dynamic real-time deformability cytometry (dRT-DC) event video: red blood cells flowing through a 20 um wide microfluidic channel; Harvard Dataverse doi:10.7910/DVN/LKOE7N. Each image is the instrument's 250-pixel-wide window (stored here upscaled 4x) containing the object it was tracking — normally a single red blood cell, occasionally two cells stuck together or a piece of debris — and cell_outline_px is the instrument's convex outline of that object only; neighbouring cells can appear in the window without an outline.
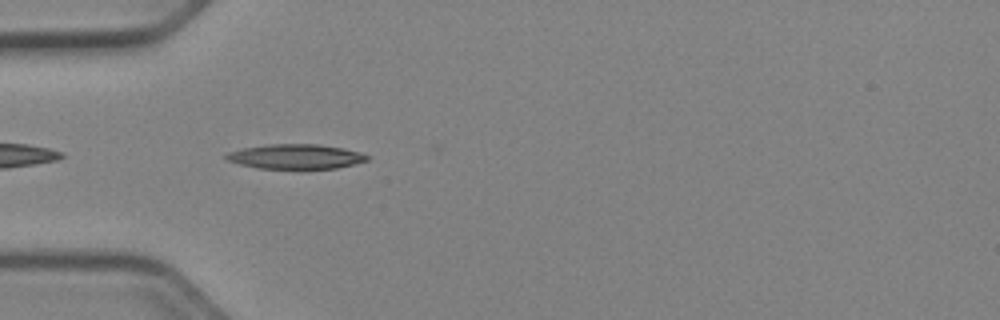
{"species": "Egyptian fruit bat (a non-hibernating species)", "species_latin": "Rousettus aegyptiacus", "temperature_condition": "cold", "stored_images_in_passage": 20, "camera_frame_rate_fps": 3000, "um_per_image_px": 0.085, "animal": {"sex": "female"}, "frame": {"image": 1, "passage_image": 2, "time_ms": 0.333, "image_size_px": [1000, 320], "cell_outline_px": [[368, 160], [336, 168], [260, 168], [240, 164], [228, 160], [224, 156], [228, 152], [244, 148], [268, 144], [316, 144], [344, 148], [360, 152], [368, 156]], "centroid_in_image_um": [25.13, 13.29], "position_along_channel_um": 59.9, "area_um2": 19.94}}
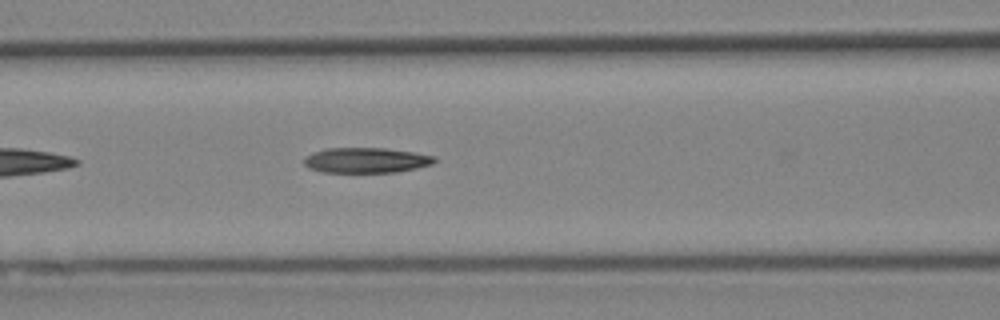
{"frame": {"image": 2, "passage_image": 8, "time_ms": 2.333, "image_size_px": [1000, 320], "cell_outline_px": [[436, 160], [432, 164], [416, 168], [396, 172], [324, 172], [308, 168], [304, 164], [304, 156], [328, 148], [384, 148], [412, 152], [436, 156]], "centroid_in_image_um": [31.12, 13.62], "position_along_channel_um": 135.5, "area_um2": 19.07}}
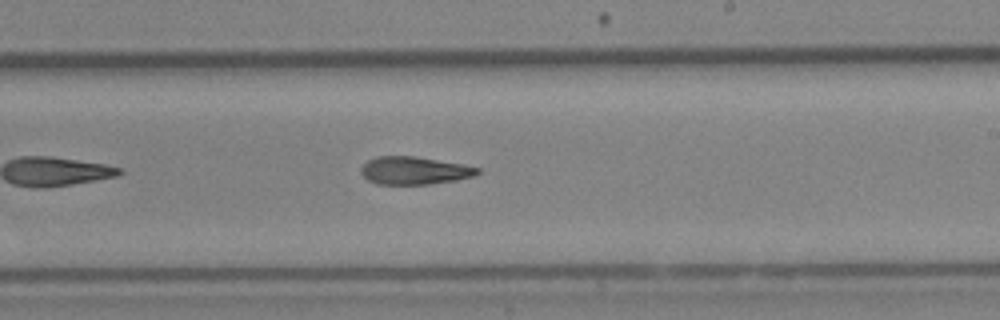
{"frame": {"image": 3, "passage_image": 17, "time_ms": 5.333, "image_size_px": [1000, 320], "cell_outline_px": [[480, 172], [472, 176], [456, 180], [428, 184], [376, 184], [368, 180], [360, 172], [360, 168], [368, 160], [376, 156], [416, 156], [464, 164], [480, 168]], "centroid_in_image_um": [35.2, 14.49], "position_along_channel_um": 253.8, "area_um2": 18.9}}